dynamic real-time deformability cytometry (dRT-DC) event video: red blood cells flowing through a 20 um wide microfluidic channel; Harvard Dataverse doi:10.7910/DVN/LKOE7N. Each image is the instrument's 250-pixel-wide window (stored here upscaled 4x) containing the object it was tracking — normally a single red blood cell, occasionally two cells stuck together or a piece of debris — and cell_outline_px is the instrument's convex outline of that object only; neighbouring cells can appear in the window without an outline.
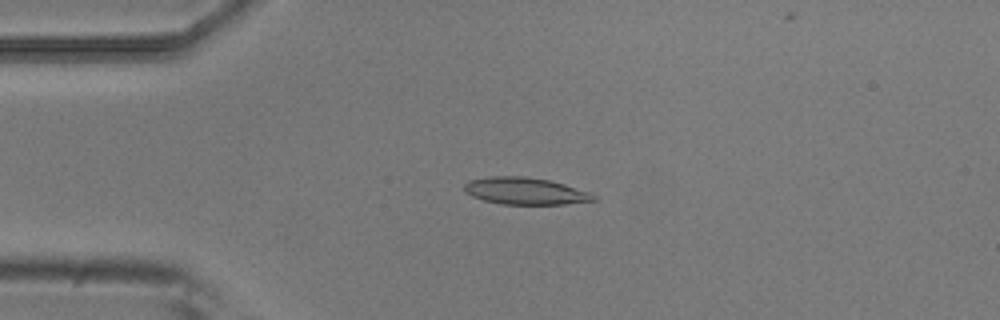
{"species": "common noctule bat (a hibernating species)", "species_latin": "Nyctalus noctula", "temperature_condition": "room temperature", "stored_images_in_passage": 5, "camera_frame_rate_fps": 3000, "um_per_image_px": 0.085, "animal": {"sex": "male", "body_mass_g": 20.5, "forearm_length_mm": 52.5}, "frame": {"image": 1, "passage_image": 3, "time_ms": 0.667, "image_size_px": [1000, 320], "cell_outline_px": [[596, 200], [564, 204], [500, 204], [484, 200], [472, 196], [464, 192], [464, 184], [468, 180], [488, 176], [524, 176], [548, 180], [564, 184], [592, 192], [596, 196]], "centroid_in_image_um": [44.63, 16.23], "position_along_channel_um": 40.4, "area_um2": 20.46}}